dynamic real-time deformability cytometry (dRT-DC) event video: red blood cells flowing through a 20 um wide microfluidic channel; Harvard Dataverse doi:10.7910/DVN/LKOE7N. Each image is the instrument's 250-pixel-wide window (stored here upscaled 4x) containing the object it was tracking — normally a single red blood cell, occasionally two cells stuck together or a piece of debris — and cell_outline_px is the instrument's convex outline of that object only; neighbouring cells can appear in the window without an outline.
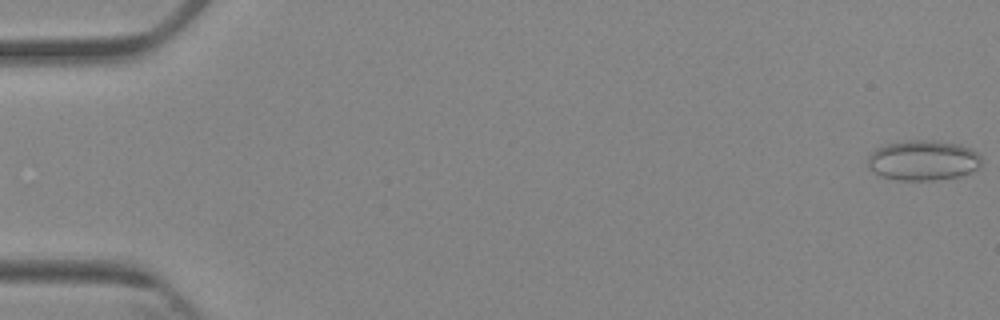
{"species": "Egyptian fruit bat (a non-hibernating species)", "species_latin": "Rousettus aegyptiacus", "temperature_condition": "cold", "stored_images_in_passage": 5, "camera_frame_rate_fps": 3000, "um_per_image_px": 0.085, "animal": {"sex": "female"}, "frame": {"image": 1, "passage_image": 1, "time_ms": 0.0, "image_size_px": [1000, 320], "cell_outline_px": [[980, 164], [972, 172], [960, 176], [932, 180], [900, 180], [880, 176], [872, 172], [868, 168], [868, 156], [876, 148], [888, 144], [908, 140], [932, 140], [960, 144], [972, 148], [980, 156]], "centroid_in_image_um": [78.45, 13.63], "position_along_channel_um": 6.6, "area_um2": 26.7}}